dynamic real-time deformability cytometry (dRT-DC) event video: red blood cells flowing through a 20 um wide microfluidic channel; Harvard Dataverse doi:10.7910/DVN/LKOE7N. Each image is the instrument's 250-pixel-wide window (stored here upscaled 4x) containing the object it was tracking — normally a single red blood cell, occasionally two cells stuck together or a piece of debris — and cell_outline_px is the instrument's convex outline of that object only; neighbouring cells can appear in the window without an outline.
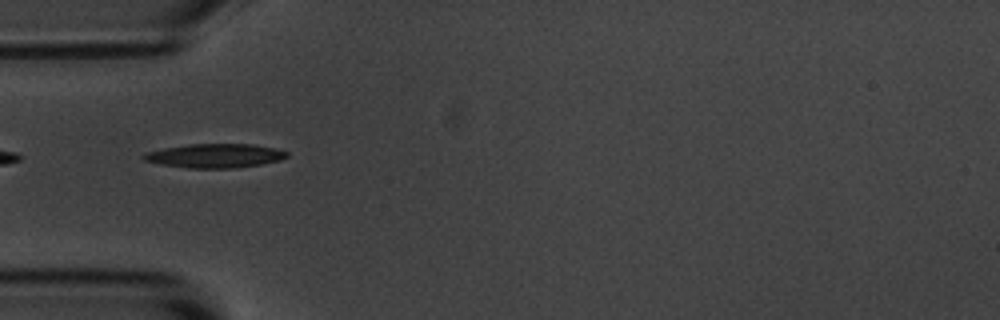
{"species": "common noctule bat (a hibernating species)", "species_latin": "Nyctalus noctula", "temperature_condition": "room temperature", "stored_images_in_passage": 6, "camera_frame_rate_fps": 3000, "um_per_image_px": 0.085, "animal": {"sex": "male", "body_mass_g": 20.1, "forearm_length_mm": 53.5}, "frame": {"image": 1, "passage_image": 2, "time_ms": 1.0, "image_size_px": [1000, 320], "cell_outline_px": [[288, 156], [280, 160], [260, 164], [232, 168], [188, 168], [160, 164], [144, 160], [140, 156], [144, 152], [164, 148], [188, 144], [252, 144], [272, 148], [288, 152]], "centroid_in_image_um": [18.21, 13.24], "position_along_channel_um": 66.8, "area_um2": 19.94}}
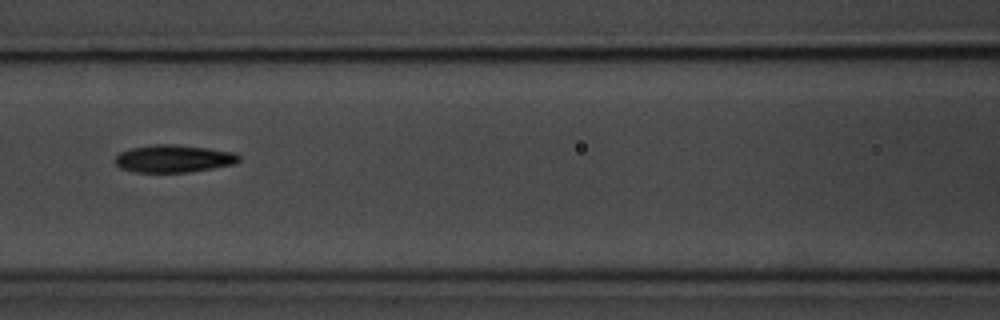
{"frame": {"image": 2, "passage_image": 4, "time_ms": 3.333, "image_size_px": [1000, 320], "cell_outline_px": [[240, 160], [236, 164], [188, 172], [136, 172], [120, 168], [116, 164], [116, 156], [120, 152], [132, 148], [152, 144], [172, 144], [208, 148], [236, 152], [240, 156]], "centroid_in_image_um": [14.79, 13.48], "position_along_channel_um": 151.8, "area_um2": 19.88}}
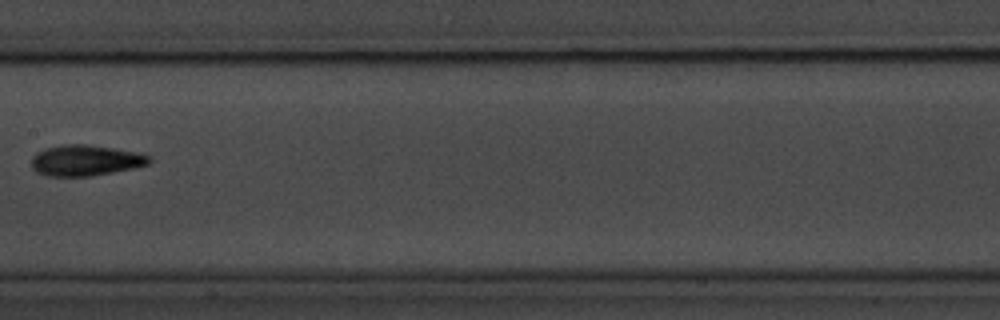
{"frame": {"image": 3, "passage_image": 5, "time_ms": 4.667, "image_size_px": [1000, 320], "cell_outline_px": [[152, 160], [148, 164], [132, 168], [92, 176], [48, 176], [36, 172], [32, 168], [32, 156], [36, 152], [44, 148], [64, 144], [88, 144], [136, 152], [152, 156]], "centroid_in_image_um": [7.24, 13.63], "position_along_channel_um": 200.2, "area_um2": 21.21}}